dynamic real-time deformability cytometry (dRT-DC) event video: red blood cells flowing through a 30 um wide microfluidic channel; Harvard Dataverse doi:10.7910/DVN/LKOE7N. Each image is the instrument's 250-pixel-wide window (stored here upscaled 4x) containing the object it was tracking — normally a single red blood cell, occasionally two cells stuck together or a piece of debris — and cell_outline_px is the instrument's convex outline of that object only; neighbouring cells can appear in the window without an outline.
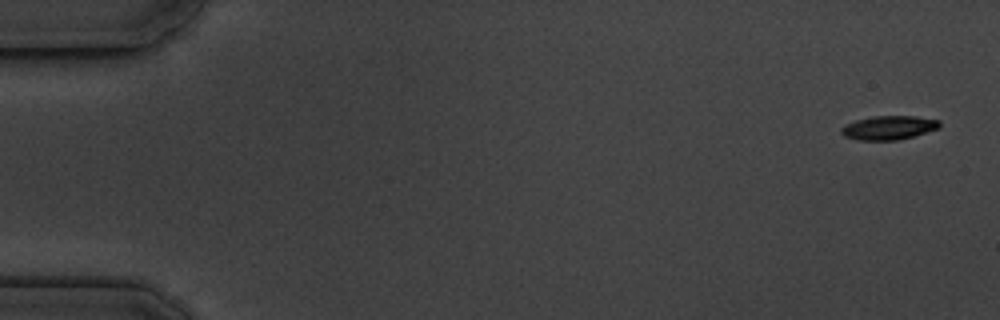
{"species": "common noctule bat (a hibernating species)", "species_latin": "Nyctalus noctula", "temperature_condition": "cold", "stored_images_in_passage": 5, "camera_frame_rate_fps": 3000, "um_per_image_px": 0.085, "animal": {"sex": "male", "body_mass_g": 19.5, "forearm_length_mm": 54.6}, "frame": {"image": 1, "passage_image": 1, "time_ms": 0.0, "image_size_px": [1000, 320], "cell_outline_px": [[940, 128], [912, 136], [896, 140], [860, 140], [844, 136], [840, 132], [840, 128], [844, 124], [856, 120], [876, 116], [916, 116], [940, 120]], "centroid_in_image_um": [75.53, 10.85], "position_along_channel_um": 9.5, "area_um2": 13.64}}
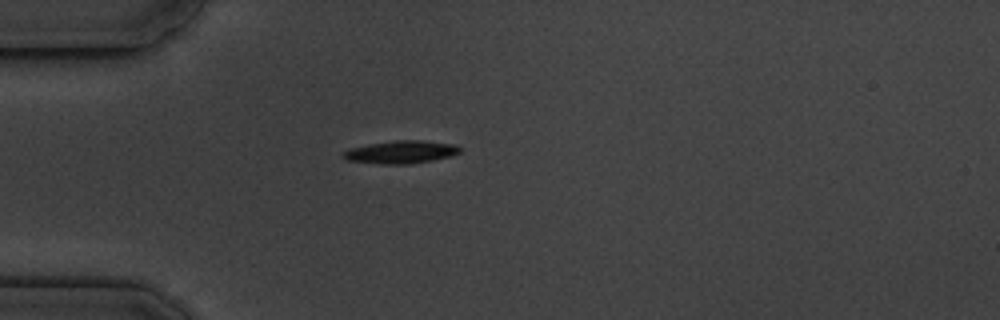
{"frame": {"image": 2, "passage_image": 5, "time_ms": 4.667, "image_size_px": [1000, 320], "cell_outline_px": [[460, 152], [452, 156], [432, 160], [408, 164], [384, 164], [348, 160], [340, 156], [340, 152], [352, 148], [368, 144], [396, 140], [424, 140], [456, 144], [460, 148]], "centroid_in_image_um": [34.09, 12.91], "position_along_channel_um": 50.9, "area_um2": 15.55}}